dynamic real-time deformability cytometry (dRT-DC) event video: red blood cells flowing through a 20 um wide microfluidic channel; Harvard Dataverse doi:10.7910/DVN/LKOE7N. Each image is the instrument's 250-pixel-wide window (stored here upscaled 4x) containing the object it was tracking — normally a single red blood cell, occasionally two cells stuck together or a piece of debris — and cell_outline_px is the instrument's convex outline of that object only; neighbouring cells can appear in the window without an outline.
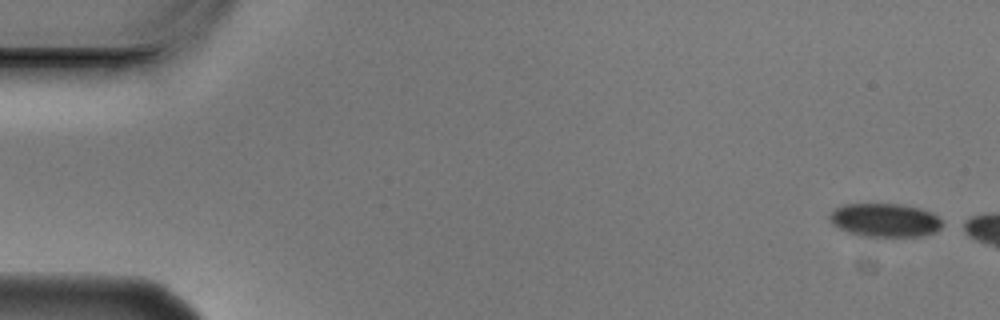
{"species": "Egyptian fruit bat (a non-hibernating species)", "species_latin": "Rousettus aegyptiacus", "temperature_condition": "cold", "stored_images_in_passage": 4, "camera_frame_rate_fps": 3000, "um_per_image_px": 0.085, "animal": {"sex": "male"}, "frame": {"image": 1, "passage_image": 1, "time_ms": 0.0, "image_size_px": [1000, 320], "cell_outline_px": [[940, 228], [936, 232], [920, 236], [864, 236], [848, 232], [832, 224], [828, 216], [836, 208], [844, 204], [900, 204], [920, 208], [932, 212], [940, 220]], "centroid_in_image_um": [75.2, 18.71], "position_along_channel_um": 9.8, "area_um2": 21.79}}